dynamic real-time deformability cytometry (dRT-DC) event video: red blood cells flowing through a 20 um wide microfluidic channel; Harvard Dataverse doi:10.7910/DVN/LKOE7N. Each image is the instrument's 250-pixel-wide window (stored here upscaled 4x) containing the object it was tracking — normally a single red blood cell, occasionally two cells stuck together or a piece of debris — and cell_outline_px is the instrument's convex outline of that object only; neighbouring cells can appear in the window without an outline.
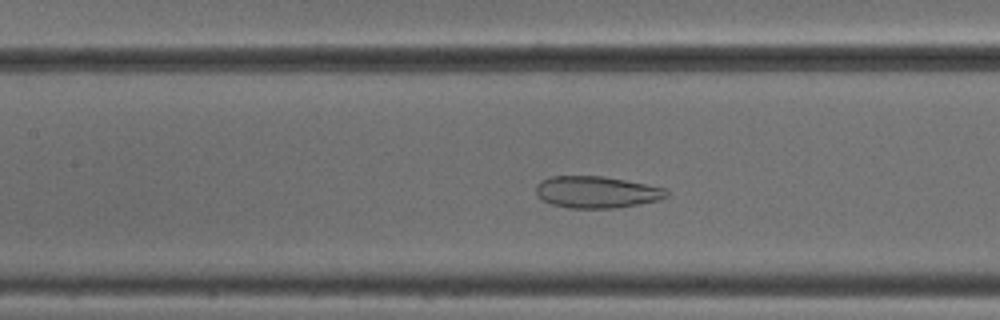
{"species": "common noctule bat (a hibernating species)", "species_latin": "Nyctalus noctula", "temperature_condition": "cold", "stored_images_in_passage": 35, "camera_frame_rate_fps": 3000, "um_per_image_px": 0.085, "animal": {"sex": "male", "body_mass_g": 18.8}, "frame": {"image": 1, "passage_image": 7, "time_ms": 2.0, "image_size_px": [1000, 320], "cell_outline_px": [[668, 196], [660, 200], [616, 208], [572, 208], [552, 204], [544, 200], [536, 192], [536, 184], [540, 180], [552, 176], [604, 176], [664, 188], [668, 192]], "centroid_in_image_um": [50.71, 16.32], "position_along_channel_um": 156.7, "area_um2": 23.99}}
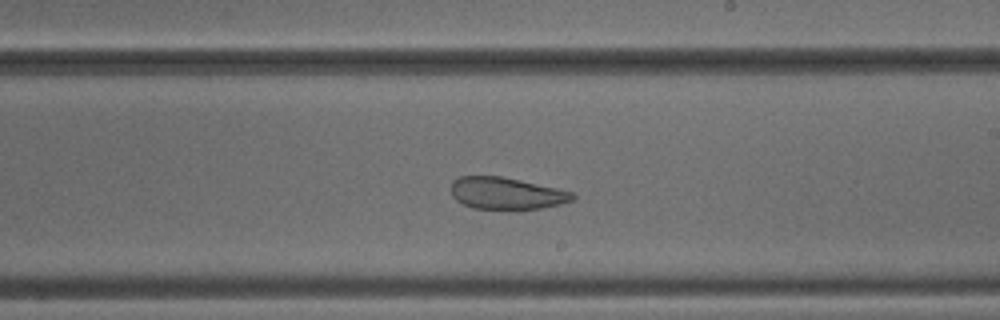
{"frame": {"image": 2, "passage_image": 14, "time_ms": 4.333, "image_size_px": [1000, 320], "cell_outline_px": [[576, 196], [572, 200], [560, 204], [540, 208], [472, 208], [456, 200], [452, 196], [452, 180], [460, 176], [500, 176], [520, 180], [556, 188], [572, 192]], "centroid_in_image_um": [43.01, 16.42], "position_along_channel_um": 246.0, "area_um2": 22.2}}
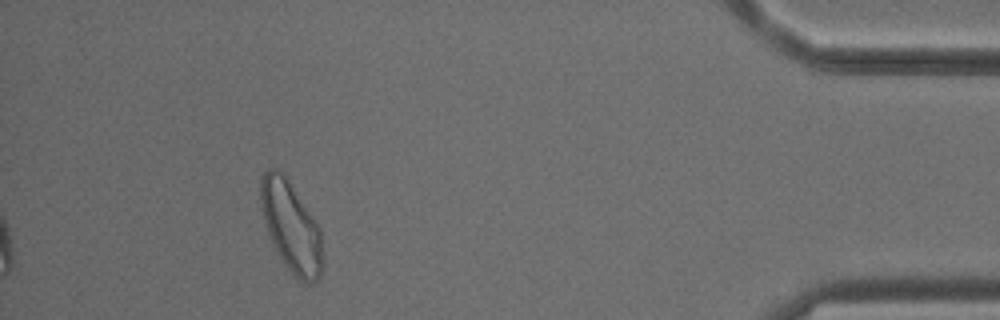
{"frame": {"image": 3, "passage_image": 31, "time_ms": 10.0, "image_size_px": [1000, 320], "cell_outline_px": [[324, 264], [320, 276], [316, 280], [308, 284], [300, 280], [284, 264], [268, 236], [260, 204], [260, 180], [264, 172], [268, 168], [276, 168], [284, 172], [320, 228]], "centroid_in_image_um": [24.74, 19.25], "position_along_channel_um": 410.5, "area_um2": 32.83}, "authors_computed_cell_mechanics": {"area_um2": 25.0274, "velocity_mm_per_s": 3.8364, "shape_relaxation_time_tau1_ms": null, "shape_relaxation_time_tau2_ms": 1.1783, "deformation_change_tau1": null, "deformation_change_tau2": 0.0808}}